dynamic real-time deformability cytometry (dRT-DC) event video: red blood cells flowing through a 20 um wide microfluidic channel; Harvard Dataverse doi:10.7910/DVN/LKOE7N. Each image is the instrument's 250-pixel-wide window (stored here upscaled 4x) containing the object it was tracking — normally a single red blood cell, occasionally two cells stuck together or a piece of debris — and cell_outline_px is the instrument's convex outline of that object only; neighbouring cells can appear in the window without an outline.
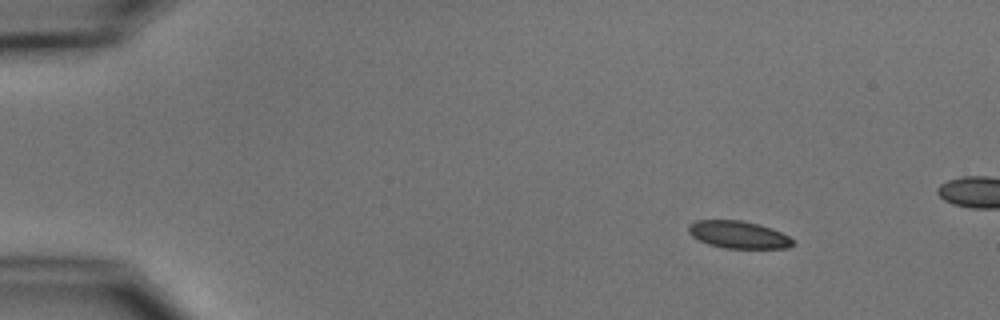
{"species": "common noctule bat (a hibernating species)", "species_latin": "Nyctalus noctula", "temperature_condition": "cold", "stored_images_in_passage": 5, "camera_frame_rate_fps": 3000, "um_per_image_px": 0.085, "animal": {"sex": "male", "body_mass_g": 15.6}, "frame": {"image": 1, "passage_image": 2, "time_ms": 1.333, "image_size_px": [1000, 320], "cell_outline_px": [[796, 244], [788, 248], [724, 248], [708, 244], [692, 236], [688, 232], [688, 224], [696, 220], [740, 220], [756, 224], [780, 232], [788, 236]], "centroid_in_image_um": [62.73, 19.95], "position_along_channel_um": 22.3, "area_um2": 16.47}}